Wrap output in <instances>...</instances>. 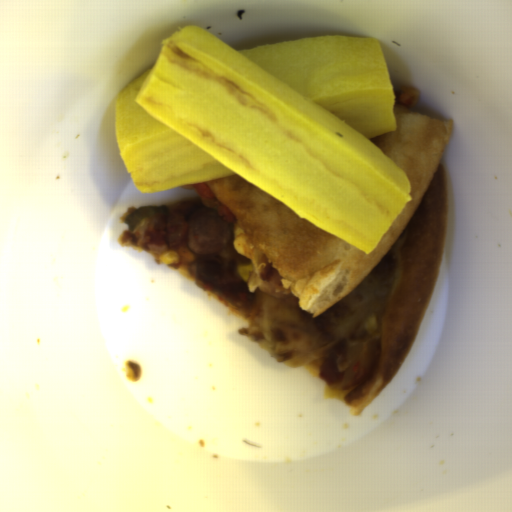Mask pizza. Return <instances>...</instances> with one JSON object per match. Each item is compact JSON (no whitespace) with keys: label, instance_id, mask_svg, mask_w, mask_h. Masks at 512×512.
<instances>
[{"label":"pizza","instance_id":"pizza-1","mask_svg":"<svg viewBox=\"0 0 512 512\" xmlns=\"http://www.w3.org/2000/svg\"><path fill=\"white\" fill-rule=\"evenodd\" d=\"M391 86L396 129L368 140L405 174L410 199L370 254L239 174L180 186L197 196L129 208L118 239L245 319L239 336L322 382L325 398L355 416L406 359L446 238L441 159L453 122L413 111L417 87Z\"/></svg>","mask_w":512,"mask_h":512}]
</instances>
